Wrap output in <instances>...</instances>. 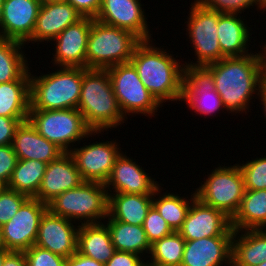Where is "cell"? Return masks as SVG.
<instances>
[{"mask_svg":"<svg viewBox=\"0 0 266 266\" xmlns=\"http://www.w3.org/2000/svg\"><path fill=\"white\" fill-rule=\"evenodd\" d=\"M199 73L217 91L225 110L233 115L247 114L250 100L259 94L262 84L256 52L241 57H224L204 66Z\"/></svg>","mask_w":266,"mask_h":266,"instance_id":"obj_1","label":"cell"},{"mask_svg":"<svg viewBox=\"0 0 266 266\" xmlns=\"http://www.w3.org/2000/svg\"><path fill=\"white\" fill-rule=\"evenodd\" d=\"M152 42V39L141 41L135 47L130 62L144 86L161 105L168 100L182 102L187 73L185 64H181L166 49L155 47Z\"/></svg>","mask_w":266,"mask_h":266,"instance_id":"obj_2","label":"cell"},{"mask_svg":"<svg viewBox=\"0 0 266 266\" xmlns=\"http://www.w3.org/2000/svg\"><path fill=\"white\" fill-rule=\"evenodd\" d=\"M77 109L92 131H107L124 124L107 70L82 68V86Z\"/></svg>","mask_w":266,"mask_h":266,"instance_id":"obj_3","label":"cell"},{"mask_svg":"<svg viewBox=\"0 0 266 266\" xmlns=\"http://www.w3.org/2000/svg\"><path fill=\"white\" fill-rule=\"evenodd\" d=\"M82 86V67L59 66L47 74L30 71V109H77Z\"/></svg>","mask_w":266,"mask_h":266,"instance_id":"obj_4","label":"cell"},{"mask_svg":"<svg viewBox=\"0 0 266 266\" xmlns=\"http://www.w3.org/2000/svg\"><path fill=\"white\" fill-rule=\"evenodd\" d=\"M141 40L124 29L92 20L86 49V69L106 70L130 62Z\"/></svg>","mask_w":266,"mask_h":266,"instance_id":"obj_5","label":"cell"},{"mask_svg":"<svg viewBox=\"0 0 266 266\" xmlns=\"http://www.w3.org/2000/svg\"><path fill=\"white\" fill-rule=\"evenodd\" d=\"M48 210L64 217L73 223L82 224L102 223L108 216V193L105 184L83 182L74 189L57 195L48 203ZM83 220V221H82Z\"/></svg>","mask_w":266,"mask_h":266,"instance_id":"obj_6","label":"cell"},{"mask_svg":"<svg viewBox=\"0 0 266 266\" xmlns=\"http://www.w3.org/2000/svg\"><path fill=\"white\" fill-rule=\"evenodd\" d=\"M28 121L48 141L69 153L76 141L96 136L78 109L29 110ZM72 144V145H71Z\"/></svg>","mask_w":266,"mask_h":266,"instance_id":"obj_7","label":"cell"},{"mask_svg":"<svg viewBox=\"0 0 266 266\" xmlns=\"http://www.w3.org/2000/svg\"><path fill=\"white\" fill-rule=\"evenodd\" d=\"M191 6L185 29L197 60L185 62L184 66L187 72H199L204 66L225 56L221 53L217 35L219 12L205 8L197 0Z\"/></svg>","mask_w":266,"mask_h":266,"instance_id":"obj_8","label":"cell"},{"mask_svg":"<svg viewBox=\"0 0 266 266\" xmlns=\"http://www.w3.org/2000/svg\"><path fill=\"white\" fill-rule=\"evenodd\" d=\"M221 166L219 164L207 175L195 194L201 202L222 211L231 219L242 201L245 184L238 163Z\"/></svg>","mask_w":266,"mask_h":266,"instance_id":"obj_9","label":"cell"},{"mask_svg":"<svg viewBox=\"0 0 266 266\" xmlns=\"http://www.w3.org/2000/svg\"><path fill=\"white\" fill-rule=\"evenodd\" d=\"M110 76L113 91L119 108L127 119L129 114L156 116L162 105L144 86L138 72L131 62L117 64L106 69Z\"/></svg>","mask_w":266,"mask_h":266,"instance_id":"obj_10","label":"cell"},{"mask_svg":"<svg viewBox=\"0 0 266 266\" xmlns=\"http://www.w3.org/2000/svg\"><path fill=\"white\" fill-rule=\"evenodd\" d=\"M47 210L48 204L29 197L13 218L1 226L7 250L25 251L35 245L41 217Z\"/></svg>","mask_w":266,"mask_h":266,"instance_id":"obj_11","label":"cell"},{"mask_svg":"<svg viewBox=\"0 0 266 266\" xmlns=\"http://www.w3.org/2000/svg\"><path fill=\"white\" fill-rule=\"evenodd\" d=\"M115 141L95 142L72 148L69 154L75 161L84 182L105 184L112 172L116 158L121 154Z\"/></svg>","mask_w":266,"mask_h":266,"instance_id":"obj_12","label":"cell"},{"mask_svg":"<svg viewBox=\"0 0 266 266\" xmlns=\"http://www.w3.org/2000/svg\"><path fill=\"white\" fill-rule=\"evenodd\" d=\"M178 233L185 241L205 237H233L231 219L222 211L195 198Z\"/></svg>","mask_w":266,"mask_h":266,"instance_id":"obj_13","label":"cell"},{"mask_svg":"<svg viewBox=\"0 0 266 266\" xmlns=\"http://www.w3.org/2000/svg\"><path fill=\"white\" fill-rule=\"evenodd\" d=\"M141 0H101L96 20L136 35L141 41L151 40L150 28L146 20V9Z\"/></svg>","mask_w":266,"mask_h":266,"instance_id":"obj_14","label":"cell"},{"mask_svg":"<svg viewBox=\"0 0 266 266\" xmlns=\"http://www.w3.org/2000/svg\"><path fill=\"white\" fill-rule=\"evenodd\" d=\"M64 217L47 210L41 217L35 245L68 258L77 252V235L80 227Z\"/></svg>","mask_w":266,"mask_h":266,"instance_id":"obj_15","label":"cell"},{"mask_svg":"<svg viewBox=\"0 0 266 266\" xmlns=\"http://www.w3.org/2000/svg\"><path fill=\"white\" fill-rule=\"evenodd\" d=\"M42 0H5L0 21V37L26 42L32 37Z\"/></svg>","mask_w":266,"mask_h":266,"instance_id":"obj_16","label":"cell"},{"mask_svg":"<svg viewBox=\"0 0 266 266\" xmlns=\"http://www.w3.org/2000/svg\"><path fill=\"white\" fill-rule=\"evenodd\" d=\"M133 160L134 159L127 157L124 152H121L116 158L112 172L105 183L108 194L127 193L153 195L155 190L161 185L158 184L159 182L154 181L155 178L149 176V173H146L142 166L140 167V165Z\"/></svg>","mask_w":266,"mask_h":266,"instance_id":"obj_17","label":"cell"},{"mask_svg":"<svg viewBox=\"0 0 266 266\" xmlns=\"http://www.w3.org/2000/svg\"><path fill=\"white\" fill-rule=\"evenodd\" d=\"M93 18L82 17L68 26L52 41L56 44L54 65L86 68V49Z\"/></svg>","mask_w":266,"mask_h":266,"instance_id":"obj_18","label":"cell"},{"mask_svg":"<svg viewBox=\"0 0 266 266\" xmlns=\"http://www.w3.org/2000/svg\"><path fill=\"white\" fill-rule=\"evenodd\" d=\"M83 16L68 2L42 1L32 37L27 43L50 42Z\"/></svg>","mask_w":266,"mask_h":266,"instance_id":"obj_19","label":"cell"},{"mask_svg":"<svg viewBox=\"0 0 266 266\" xmlns=\"http://www.w3.org/2000/svg\"><path fill=\"white\" fill-rule=\"evenodd\" d=\"M83 182L72 156L64 153L57 160L47 164L40 188L34 197L48 204L57 195L77 188Z\"/></svg>","mask_w":266,"mask_h":266,"instance_id":"obj_20","label":"cell"},{"mask_svg":"<svg viewBox=\"0 0 266 266\" xmlns=\"http://www.w3.org/2000/svg\"><path fill=\"white\" fill-rule=\"evenodd\" d=\"M232 237L186 241L181 266H231Z\"/></svg>","mask_w":266,"mask_h":266,"instance_id":"obj_21","label":"cell"},{"mask_svg":"<svg viewBox=\"0 0 266 266\" xmlns=\"http://www.w3.org/2000/svg\"><path fill=\"white\" fill-rule=\"evenodd\" d=\"M12 147L18 159H34L47 164L65 153L55 143L40 135L28 120L17 128Z\"/></svg>","mask_w":266,"mask_h":266,"instance_id":"obj_22","label":"cell"},{"mask_svg":"<svg viewBox=\"0 0 266 266\" xmlns=\"http://www.w3.org/2000/svg\"><path fill=\"white\" fill-rule=\"evenodd\" d=\"M194 113L213 116L225 110L221 97L199 72H187L184 79L183 99ZM218 111V112H217Z\"/></svg>","mask_w":266,"mask_h":266,"instance_id":"obj_23","label":"cell"},{"mask_svg":"<svg viewBox=\"0 0 266 266\" xmlns=\"http://www.w3.org/2000/svg\"><path fill=\"white\" fill-rule=\"evenodd\" d=\"M241 17L238 14L219 13L217 35L221 53L225 57H241L253 53L247 49L252 35L251 28Z\"/></svg>","mask_w":266,"mask_h":266,"instance_id":"obj_24","label":"cell"},{"mask_svg":"<svg viewBox=\"0 0 266 266\" xmlns=\"http://www.w3.org/2000/svg\"><path fill=\"white\" fill-rule=\"evenodd\" d=\"M265 260L266 229L234 231L231 266H258Z\"/></svg>","mask_w":266,"mask_h":266,"instance_id":"obj_25","label":"cell"},{"mask_svg":"<svg viewBox=\"0 0 266 266\" xmlns=\"http://www.w3.org/2000/svg\"><path fill=\"white\" fill-rule=\"evenodd\" d=\"M115 251L106 222L80 225L77 235L78 253L105 264Z\"/></svg>","mask_w":266,"mask_h":266,"instance_id":"obj_26","label":"cell"},{"mask_svg":"<svg viewBox=\"0 0 266 266\" xmlns=\"http://www.w3.org/2000/svg\"><path fill=\"white\" fill-rule=\"evenodd\" d=\"M153 205V195L108 194V216L131 225H143Z\"/></svg>","mask_w":266,"mask_h":266,"instance_id":"obj_27","label":"cell"},{"mask_svg":"<svg viewBox=\"0 0 266 266\" xmlns=\"http://www.w3.org/2000/svg\"><path fill=\"white\" fill-rule=\"evenodd\" d=\"M231 226L234 231L266 229V189L245 190Z\"/></svg>","mask_w":266,"mask_h":266,"instance_id":"obj_28","label":"cell"},{"mask_svg":"<svg viewBox=\"0 0 266 266\" xmlns=\"http://www.w3.org/2000/svg\"><path fill=\"white\" fill-rule=\"evenodd\" d=\"M24 46L19 41L0 37V84L30 80L28 60L22 51Z\"/></svg>","mask_w":266,"mask_h":266,"instance_id":"obj_29","label":"cell"},{"mask_svg":"<svg viewBox=\"0 0 266 266\" xmlns=\"http://www.w3.org/2000/svg\"><path fill=\"white\" fill-rule=\"evenodd\" d=\"M107 227L111 241L117 251L131 252L143 256L150 253L151 245L147 240L143 225H131L116 221L107 216Z\"/></svg>","mask_w":266,"mask_h":266,"instance_id":"obj_30","label":"cell"},{"mask_svg":"<svg viewBox=\"0 0 266 266\" xmlns=\"http://www.w3.org/2000/svg\"><path fill=\"white\" fill-rule=\"evenodd\" d=\"M30 109V80L0 84V116L28 117Z\"/></svg>","mask_w":266,"mask_h":266,"instance_id":"obj_31","label":"cell"},{"mask_svg":"<svg viewBox=\"0 0 266 266\" xmlns=\"http://www.w3.org/2000/svg\"><path fill=\"white\" fill-rule=\"evenodd\" d=\"M161 192L162 185L159 186L153 194V206L157 209L161 217L168 223L170 228L174 232H178L185 221L187 212L193 200L196 198V194L195 192L193 194L191 193V198L187 200L186 197H180L178 193H167L166 191L163 195ZM156 196L158 197L155 198Z\"/></svg>","mask_w":266,"mask_h":266,"instance_id":"obj_32","label":"cell"},{"mask_svg":"<svg viewBox=\"0 0 266 266\" xmlns=\"http://www.w3.org/2000/svg\"><path fill=\"white\" fill-rule=\"evenodd\" d=\"M46 168L47 163L38 160L18 159L7 187L34 197L38 193Z\"/></svg>","mask_w":266,"mask_h":266,"instance_id":"obj_33","label":"cell"},{"mask_svg":"<svg viewBox=\"0 0 266 266\" xmlns=\"http://www.w3.org/2000/svg\"><path fill=\"white\" fill-rule=\"evenodd\" d=\"M185 242L178 232L163 237L151 245V260L146 263L151 266H181Z\"/></svg>","mask_w":266,"mask_h":266,"instance_id":"obj_34","label":"cell"},{"mask_svg":"<svg viewBox=\"0 0 266 266\" xmlns=\"http://www.w3.org/2000/svg\"><path fill=\"white\" fill-rule=\"evenodd\" d=\"M243 175L245 190L266 189V156L238 164Z\"/></svg>","mask_w":266,"mask_h":266,"instance_id":"obj_35","label":"cell"},{"mask_svg":"<svg viewBox=\"0 0 266 266\" xmlns=\"http://www.w3.org/2000/svg\"><path fill=\"white\" fill-rule=\"evenodd\" d=\"M28 198L26 194L2 187L0 189V226L9 222Z\"/></svg>","mask_w":266,"mask_h":266,"instance_id":"obj_36","label":"cell"},{"mask_svg":"<svg viewBox=\"0 0 266 266\" xmlns=\"http://www.w3.org/2000/svg\"><path fill=\"white\" fill-rule=\"evenodd\" d=\"M143 229L150 245L174 232L153 205L144 220Z\"/></svg>","mask_w":266,"mask_h":266,"instance_id":"obj_37","label":"cell"},{"mask_svg":"<svg viewBox=\"0 0 266 266\" xmlns=\"http://www.w3.org/2000/svg\"><path fill=\"white\" fill-rule=\"evenodd\" d=\"M28 266H66V258L33 245L24 251Z\"/></svg>","mask_w":266,"mask_h":266,"instance_id":"obj_38","label":"cell"},{"mask_svg":"<svg viewBox=\"0 0 266 266\" xmlns=\"http://www.w3.org/2000/svg\"><path fill=\"white\" fill-rule=\"evenodd\" d=\"M205 8L219 13L241 14L250 6L258 7V0H197Z\"/></svg>","mask_w":266,"mask_h":266,"instance_id":"obj_39","label":"cell"},{"mask_svg":"<svg viewBox=\"0 0 266 266\" xmlns=\"http://www.w3.org/2000/svg\"><path fill=\"white\" fill-rule=\"evenodd\" d=\"M18 161L12 145L0 146V185L7 187Z\"/></svg>","mask_w":266,"mask_h":266,"instance_id":"obj_40","label":"cell"},{"mask_svg":"<svg viewBox=\"0 0 266 266\" xmlns=\"http://www.w3.org/2000/svg\"><path fill=\"white\" fill-rule=\"evenodd\" d=\"M28 117H4L0 116V146L12 145L17 128Z\"/></svg>","mask_w":266,"mask_h":266,"instance_id":"obj_41","label":"cell"},{"mask_svg":"<svg viewBox=\"0 0 266 266\" xmlns=\"http://www.w3.org/2000/svg\"><path fill=\"white\" fill-rule=\"evenodd\" d=\"M141 257L142 256L135 253L116 250L114 255L104 266H144L146 264V259H142Z\"/></svg>","mask_w":266,"mask_h":266,"instance_id":"obj_42","label":"cell"},{"mask_svg":"<svg viewBox=\"0 0 266 266\" xmlns=\"http://www.w3.org/2000/svg\"><path fill=\"white\" fill-rule=\"evenodd\" d=\"M70 3L83 17L96 18L100 11L101 0H65Z\"/></svg>","mask_w":266,"mask_h":266,"instance_id":"obj_43","label":"cell"},{"mask_svg":"<svg viewBox=\"0 0 266 266\" xmlns=\"http://www.w3.org/2000/svg\"><path fill=\"white\" fill-rule=\"evenodd\" d=\"M66 266H104V264L76 252L66 259Z\"/></svg>","mask_w":266,"mask_h":266,"instance_id":"obj_44","label":"cell"},{"mask_svg":"<svg viewBox=\"0 0 266 266\" xmlns=\"http://www.w3.org/2000/svg\"><path fill=\"white\" fill-rule=\"evenodd\" d=\"M2 266H28L24 251H10L5 256Z\"/></svg>","mask_w":266,"mask_h":266,"instance_id":"obj_45","label":"cell"},{"mask_svg":"<svg viewBox=\"0 0 266 266\" xmlns=\"http://www.w3.org/2000/svg\"><path fill=\"white\" fill-rule=\"evenodd\" d=\"M262 50L257 53L259 64H260V73H261V82L266 83V44L262 46Z\"/></svg>","mask_w":266,"mask_h":266,"instance_id":"obj_46","label":"cell"},{"mask_svg":"<svg viewBox=\"0 0 266 266\" xmlns=\"http://www.w3.org/2000/svg\"><path fill=\"white\" fill-rule=\"evenodd\" d=\"M258 96L260 98L259 97H257V98L261 102V105H263L262 109H263L264 116L266 118V83L261 84Z\"/></svg>","mask_w":266,"mask_h":266,"instance_id":"obj_47","label":"cell"},{"mask_svg":"<svg viewBox=\"0 0 266 266\" xmlns=\"http://www.w3.org/2000/svg\"><path fill=\"white\" fill-rule=\"evenodd\" d=\"M0 251H9L7 250L6 245L4 243L3 232H2L1 226H0Z\"/></svg>","mask_w":266,"mask_h":266,"instance_id":"obj_48","label":"cell"},{"mask_svg":"<svg viewBox=\"0 0 266 266\" xmlns=\"http://www.w3.org/2000/svg\"><path fill=\"white\" fill-rule=\"evenodd\" d=\"M260 11L263 9V12L266 11V0H258V8Z\"/></svg>","mask_w":266,"mask_h":266,"instance_id":"obj_49","label":"cell"},{"mask_svg":"<svg viewBox=\"0 0 266 266\" xmlns=\"http://www.w3.org/2000/svg\"><path fill=\"white\" fill-rule=\"evenodd\" d=\"M9 252L10 251H0V266H2L4 258Z\"/></svg>","mask_w":266,"mask_h":266,"instance_id":"obj_50","label":"cell"},{"mask_svg":"<svg viewBox=\"0 0 266 266\" xmlns=\"http://www.w3.org/2000/svg\"><path fill=\"white\" fill-rule=\"evenodd\" d=\"M5 0H0V21H1V17H2V7H3V2Z\"/></svg>","mask_w":266,"mask_h":266,"instance_id":"obj_51","label":"cell"},{"mask_svg":"<svg viewBox=\"0 0 266 266\" xmlns=\"http://www.w3.org/2000/svg\"><path fill=\"white\" fill-rule=\"evenodd\" d=\"M44 2H55V1H65V0H42Z\"/></svg>","mask_w":266,"mask_h":266,"instance_id":"obj_52","label":"cell"},{"mask_svg":"<svg viewBox=\"0 0 266 266\" xmlns=\"http://www.w3.org/2000/svg\"><path fill=\"white\" fill-rule=\"evenodd\" d=\"M258 266H266V260L260 263Z\"/></svg>","mask_w":266,"mask_h":266,"instance_id":"obj_53","label":"cell"}]
</instances>
